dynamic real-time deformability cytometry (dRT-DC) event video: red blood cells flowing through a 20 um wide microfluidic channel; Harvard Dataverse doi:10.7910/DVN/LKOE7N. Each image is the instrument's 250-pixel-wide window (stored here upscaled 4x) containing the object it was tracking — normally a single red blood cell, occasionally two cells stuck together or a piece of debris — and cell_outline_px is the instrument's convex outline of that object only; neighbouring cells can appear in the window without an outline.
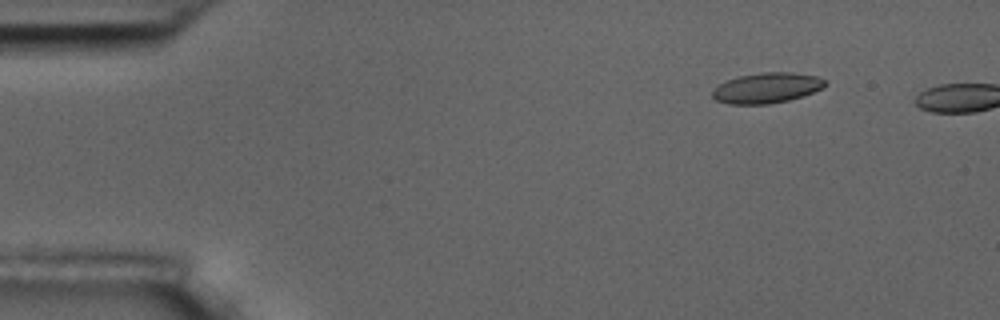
{"species": "common noctule bat (a hibernating species)", "species_latin": "Nyctalus noctula", "temperature_condition": "room temperature", "stored_images_in_passage": 3, "camera_frame_rate_fps": 3000, "um_per_image_px": 0.085, "animal": {"sex": "male", "body_mass_g": 17.5, "forearm_length_mm": 52.3}, "frame": {"image": 1, "passage_image": 2, "time_ms": 1.333, "image_size_px": [1000, 320], "cell_outline_px": [[824, 84], [820, 88], [804, 96], [788, 100], [768, 104], [728, 104], [716, 100], [712, 96], [712, 92], [720, 84], [728, 80], [740, 76], [760, 72], [792, 72], [816, 76], [824, 80]], "centroid_in_image_um": [65.15, 7.48], "position_along_channel_um": 19.9, "area_um2": 19.65}}